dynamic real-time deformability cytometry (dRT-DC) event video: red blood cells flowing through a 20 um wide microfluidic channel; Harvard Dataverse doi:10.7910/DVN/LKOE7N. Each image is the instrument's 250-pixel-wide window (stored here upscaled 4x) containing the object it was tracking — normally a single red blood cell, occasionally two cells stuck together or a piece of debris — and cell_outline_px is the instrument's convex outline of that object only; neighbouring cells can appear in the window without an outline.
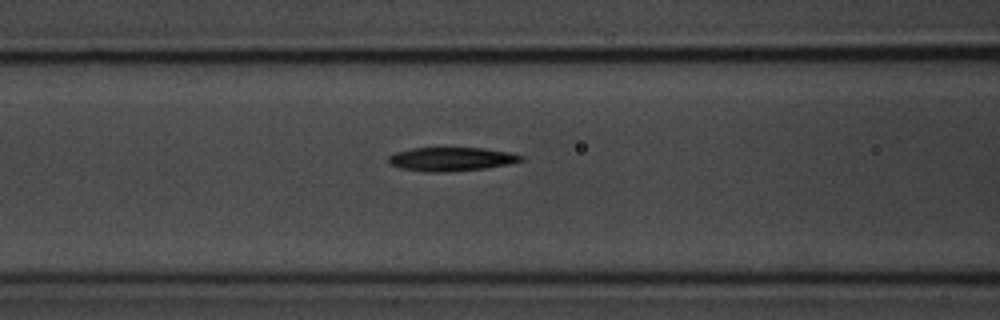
{"species": "common noctule bat (a hibernating species)", "species_latin": "Nyctalus noctula", "temperature_condition": "room temperature", "stored_images_in_passage": 37, "camera_frame_rate_fps": 3000, "um_per_image_px": 0.085, "animal": {"sex": "male", "body_mass_g": 20.1, "forearm_length_mm": 53.5}, "frame": {"image": 1, "passage_image": 16, "time_ms": 5.0, "image_size_px": [1000, 320], "cell_outline_px": [[524, 160], [508, 164], [484, 168], [444, 172], [428, 172], [400, 168], [388, 164], [388, 156], [396, 152], [412, 148], [484, 148], [512, 152], [524, 156]], "centroid_in_image_um": [38.36, 13.52], "position_along_channel_um": 128.2, "area_um2": 18.38}}